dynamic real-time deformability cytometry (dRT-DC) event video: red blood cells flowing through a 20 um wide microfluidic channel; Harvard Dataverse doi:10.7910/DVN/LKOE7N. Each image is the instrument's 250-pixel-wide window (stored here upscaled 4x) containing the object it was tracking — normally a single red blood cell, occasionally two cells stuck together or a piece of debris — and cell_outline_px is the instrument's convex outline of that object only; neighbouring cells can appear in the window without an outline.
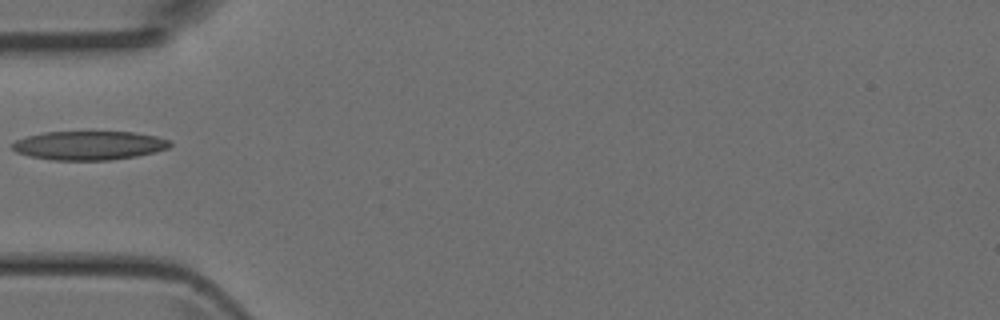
{"species": "Egyptian fruit bat (a non-hibernating species)", "species_latin": "Rousettus aegyptiacus", "temperature_condition": "room temperature", "stored_images_in_passage": 6, "camera_frame_rate_fps": 3000, "um_per_image_px": 0.085, "animal": {"sex": "female"}, "frame": {"image": 1, "passage_image": 6, "time_ms": 1.667, "image_size_px": [1000, 320], "cell_outline_px": [[172, 144], [168, 148], [136, 156], [108, 160], [52, 160], [32, 156], [16, 152], [12, 148], [12, 144], [16, 140], [28, 136], [44, 132], [132, 132], [156, 136], [172, 140]], "centroid_in_image_um": [7.59, 12.36], "position_along_channel_um": 77.4, "area_um2": 26.36}}